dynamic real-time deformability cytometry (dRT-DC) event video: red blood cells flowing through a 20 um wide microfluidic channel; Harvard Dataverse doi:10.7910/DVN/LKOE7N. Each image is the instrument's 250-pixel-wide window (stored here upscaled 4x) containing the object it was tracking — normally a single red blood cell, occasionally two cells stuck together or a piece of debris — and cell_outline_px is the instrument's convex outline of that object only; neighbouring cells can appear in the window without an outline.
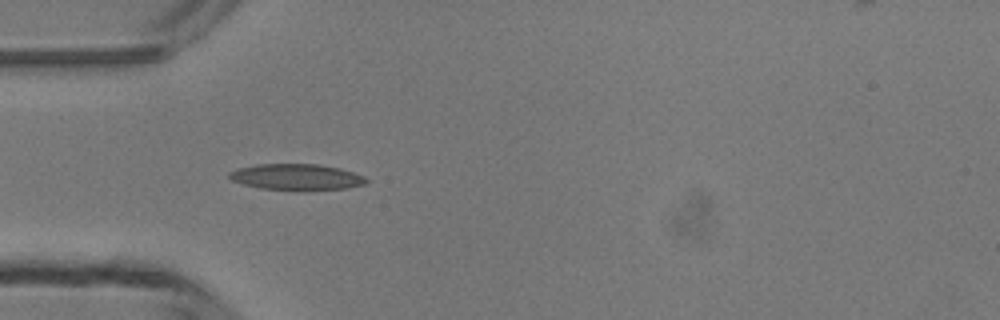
{"species": "common noctule bat (a hibernating species)", "species_latin": "Nyctalus noctula", "temperature_condition": "room temperature", "stored_images_in_passage": 6, "camera_frame_rate_fps": 3000, "um_per_image_px": 0.085, "animal": {"sex": "male", "body_mass_g": 13.3}, "frame": {"image": 1, "passage_image": 4, "time_ms": 4.333, "image_size_px": [1000, 320], "cell_outline_px": [[368, 180], [364, 184], [348, 188], [304, 192], [300, 192], [260, 188], [244, 184], [232, 180], [228, 176], [228, 172], [236, 168], [256, 164], [320, 164], [340, 168], [364, 176]], "centroid_in_image_um": [25.2, 15.07], "position_along_channel_um": 59.8, "area_um2": 21.44}}
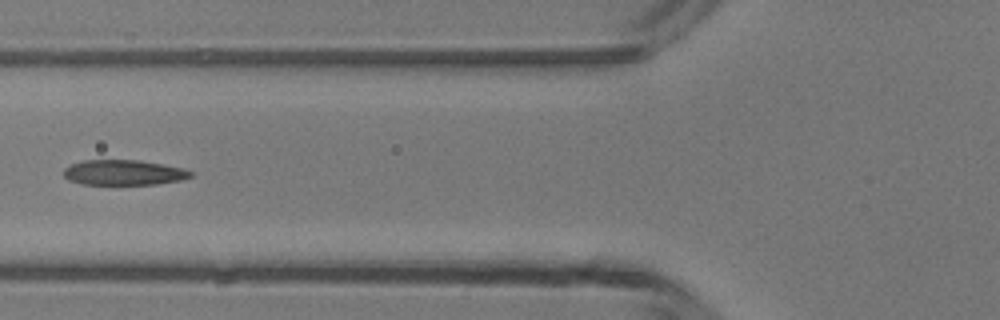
{"frame": {"image": 2, "passage_image": 5, "time_ms": 5.667, "image_size_px": [1000, 320], "cell_outline_px": [[192, 176], [180, 180], [156, 184], [80, 184], [68, 180], [64, 176], [64, 168], [72, 164], [84, 160], [140, 160], [184, 168], [192, 172]], "centroid_in_image_um": [10.5, 14.66], "position_along_channel_um": 115.3, "area_um2": 18.61}}
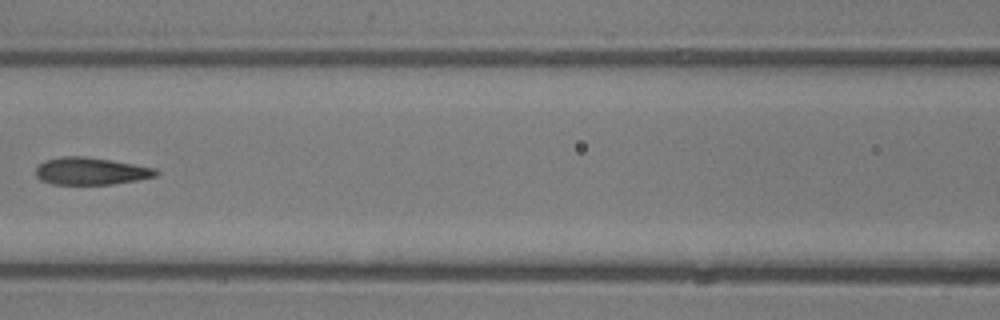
{"frame": {"image": 3, "passage_image": 6, "time_ms": 6.667, "image_size_px": [1000, 320], "cell_outline_px": [[160, 172], [156, 176], [136, 180], [112, 184], [52, 184], [40, 180], [36, 176], [36, 168], [44, 160], [64, 156], [84, 156], [112, 160], [156, 168]], "centroid_in_image_um": [7.72, 14.54], "position_along_channel_um": 158.9, "area_um2": 19.13}}